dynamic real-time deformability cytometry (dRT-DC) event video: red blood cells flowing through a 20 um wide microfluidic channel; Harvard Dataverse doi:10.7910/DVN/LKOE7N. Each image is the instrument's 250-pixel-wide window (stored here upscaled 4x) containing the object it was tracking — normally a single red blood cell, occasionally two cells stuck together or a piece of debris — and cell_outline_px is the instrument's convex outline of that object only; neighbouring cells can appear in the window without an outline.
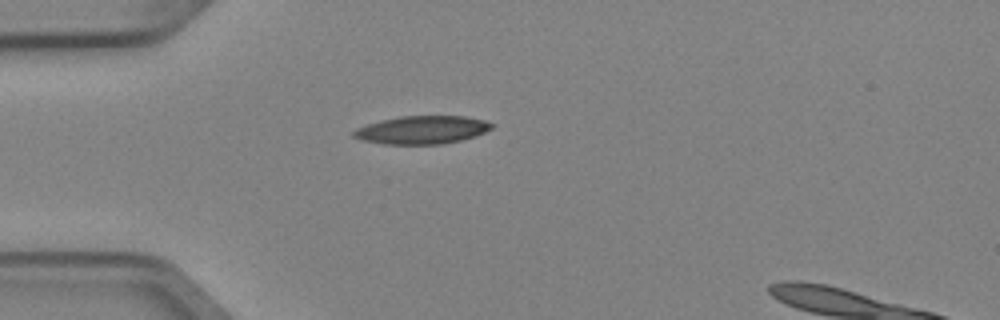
{"species": "Egyptian fruit bat (a non-hibernating species)", "species_latin": "Rousettus aegyptiacus", "temperature_condition": "cold", "stored_images_in_passage": 1, "camera_frame_rate_fps": 3000, "um_per_image_px": 0.085, "animal": {"sex": "female"}, "frame": {"image": 1, "passage_image": 1, "time_ms": 0.0, "image_size_px": [1000, 320], "cell_outline_px": [[496, 124], [492, 128], [476, 136], [444, 144], [384, 144], [364, 140], [352, 136], [352, 132], [356, 128], [368, 124], [400, 116], [464, 116], [484, 120]], "centroid_in_image_um": [35.91, 11.04], "position_along_channel_um": 49.1, "area_um2": 22.48}}